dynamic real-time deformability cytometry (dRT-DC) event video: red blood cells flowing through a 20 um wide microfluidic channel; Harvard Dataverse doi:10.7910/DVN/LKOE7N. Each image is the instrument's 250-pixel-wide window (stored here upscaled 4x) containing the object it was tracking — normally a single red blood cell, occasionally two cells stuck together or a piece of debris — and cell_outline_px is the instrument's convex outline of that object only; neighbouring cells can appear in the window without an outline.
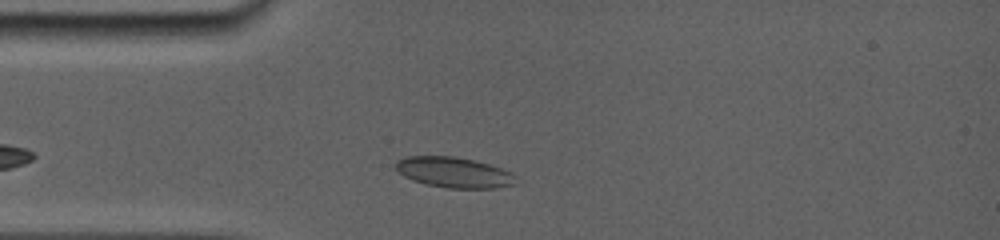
{"species": "common noctule bat (a hibernating species)", "species_latin": "Nyctalus noctula", "temperature_condition": "room temperature", "stored_images_in_passage": 8, "camera_frame_rate_fps": 5000, "um_per_image_px": 0.085, "animal": {"sex": "female", "body_mass_g": 19.0, "forearm_length_mm": 56.7}, "frame": {"image": 1, "passage_image": 4, "time_ms": 1.0, "image_size_px": [1000, 240], "cell_outline_px": [[516, 184], [496, 188], [448, 188], [424, 184], [412, 180], [404, 176], [396, 168], [396, 160], [404, 156], [456, 156], [476, 160], [512, 172]], "centroid_in_image_um": [38.56, 14.65], "position_along_channel_um": 46.4, "area_um2": 21.44}}
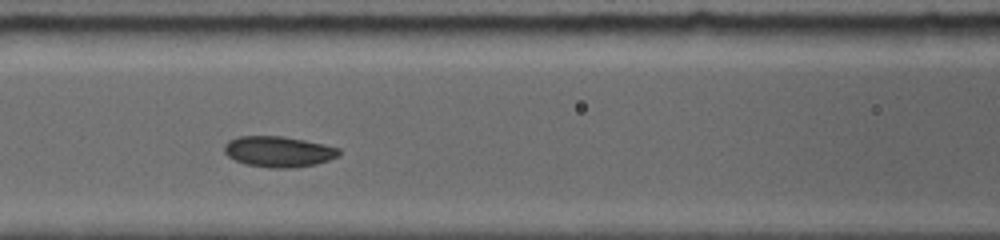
{"frame": {"image": 2, "passage_image": 7, "time_ms": 3.8, "image_size_px": [1000, 240], "cell_outline_px": [[340, 152], [336, 156], [328, 160], [316, 164], [288, 168], [268, 168], [244, 164], [228, 156], [224, 152], [224, 144], [228, 140], [240, 136], [284, 136], [304, 140], [340, 148]], "centroid_in_image_um": [23.63, 12.88], "position_along_channel_um": 143.0, "area_um2": 20.52}}
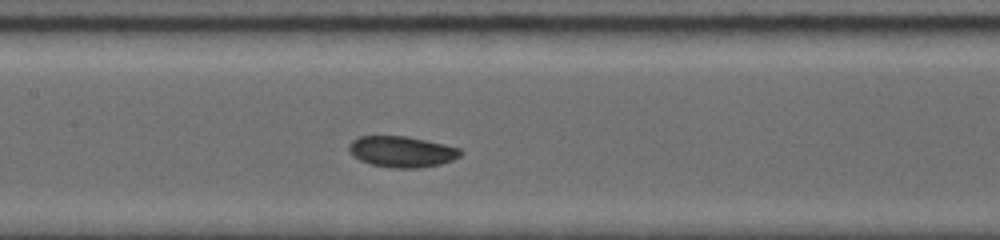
{"frame": {"image": 3, "passage_image": 8, "time_ms": 4.6, "image_size_px": [1000, 240], "cell_outline_px": [[460, 156], [452, 160], [440, 164], [416, 168], [392, 168], [372, 164], [360, 160], [352, 156], [348, 152], [348, 144], [352, 140], [360, 136], [408, 136], [444, 144], [460, 148]], "centroid_in_image_um": [34.11, 12.88], "position_along_channel_um": 173.3, "area_um2": 20.17}}